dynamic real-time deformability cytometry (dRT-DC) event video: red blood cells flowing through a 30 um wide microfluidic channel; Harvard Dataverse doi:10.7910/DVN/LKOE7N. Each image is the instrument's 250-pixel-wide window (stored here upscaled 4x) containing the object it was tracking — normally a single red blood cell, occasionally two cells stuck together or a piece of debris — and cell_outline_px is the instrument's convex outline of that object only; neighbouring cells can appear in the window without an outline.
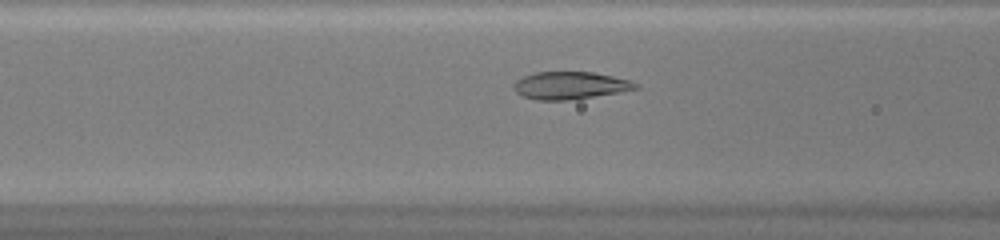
{"species": "common noctule bat (a hibernating species)", "species_latin": "Nyctalus noctula", "temperature_condition": "warm", "stored_images_in_passage": 35, "camera_frame_rate_fps": 3000, "um_per_image_px": 0.085, "animal": {"sex": "female", "body_mass_g": 20.0, "forearm_length_mm": 54.0}, "frame": {"image": 1, "passage_image": 7, "time_ms": 2.0, "image_size_px": [1000, 240], "cell_outline_px": [[640, 88], [592, 96], [564, 100], [536, 100], [524, 96], [516, 92], [512, 88], [512, 84], [516, 80], [524, 76], [536, 72], [592, 72], [632, 80], [640, 84]], "centroid_in_image_um": [48.45, 7.25], "position_along_channel_um": 118.2, "area_um2": 19.36}}
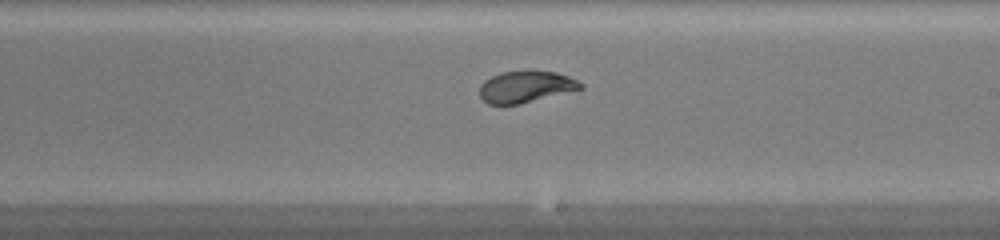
{"frame": {"image": 2, "passage_image": 16, "time_ms": 5.0, "image_size_px": [1000, 240], "cell_outline_px": [[584, 88], [520, 104], [488, 104], [480, 96], [480, 84], [484, 80], [500, 72], [556, 72], [568, 76], [584, 84]], "centroid_in_image_um": [44.68, 7.39], "position_along_channel_um": 244.3, "area_um2": 18.26}}
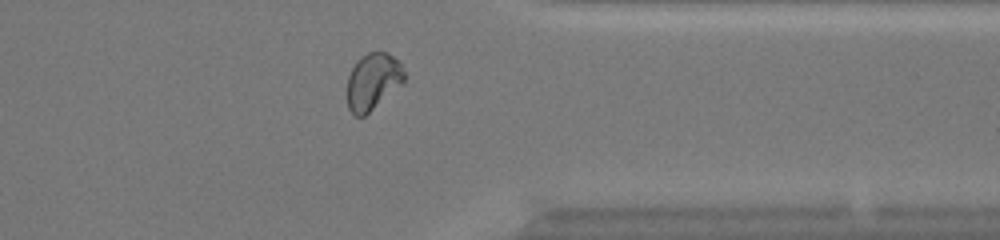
{"frame": {"image": 3, "passage_image": 26, "time_ms": 8.333, "image_size_px": [1000, 240], "cell_outline_px": [[404, 80], [400, 84], [364, 116], [356, 116], [348, 108], [348, 76], [356, 60], [368, 52], [388, 52], [400, 60], [404, 72]], "centroid_in_image_um": [31.69, 6.87], "position_along_channel_um": 379.7, "area_um2": 18.5}}